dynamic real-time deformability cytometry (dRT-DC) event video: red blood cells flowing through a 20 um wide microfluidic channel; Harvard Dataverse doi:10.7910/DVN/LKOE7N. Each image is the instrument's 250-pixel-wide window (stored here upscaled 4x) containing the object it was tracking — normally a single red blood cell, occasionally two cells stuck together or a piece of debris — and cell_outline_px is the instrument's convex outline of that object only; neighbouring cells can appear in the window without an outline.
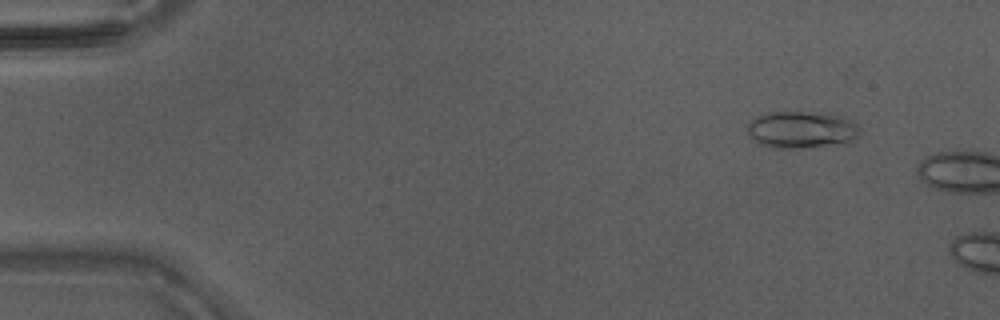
{"species": "Egyptian fruit bat (a non-hibernating species)", "species_latin": "Rousettus aegyptiacus", "temperature_condition": "warm", "stored_images_in_passage": 6, "camera_frame_rate_fps": 3000, "um_per_image_px": 0.085, "animal": {"sex": "male"}, "frame": {"image": 1, "passage_image": 3, "time_ms": 0.667, "image_size_px": [1000, 320], "cell_outline_px": [[860, 136], [848, 140], [824, 144], [796, 148], [772, 148], [756, 144], [752, 140], [748, 132], [748, 124], [756, 116], [768, 112], [828, 112], [844, 116], [856, 124], [860, 128]], "centroid_in_image_um": [68.07, 10.99], "position_along_channel_um": 16.9, "area_um2": 24.1}}